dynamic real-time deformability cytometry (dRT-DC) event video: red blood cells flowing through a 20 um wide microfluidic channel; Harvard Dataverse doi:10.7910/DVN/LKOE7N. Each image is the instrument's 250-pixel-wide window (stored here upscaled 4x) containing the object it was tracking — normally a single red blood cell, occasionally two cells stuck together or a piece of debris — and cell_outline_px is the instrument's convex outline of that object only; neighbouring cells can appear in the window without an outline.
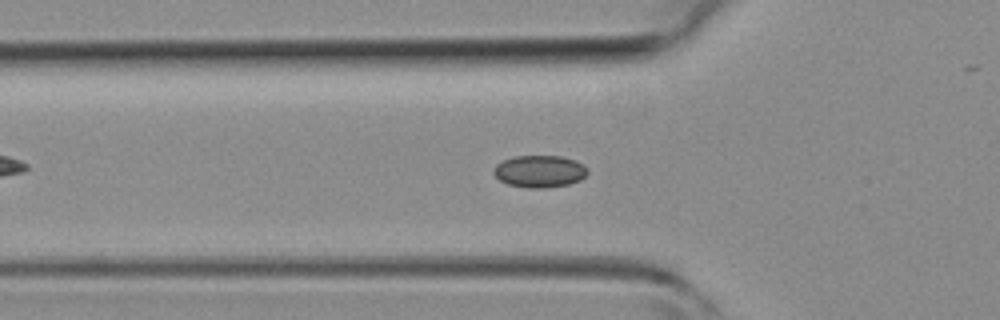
{"species": "common noctule bat (a hibernating species)", "species_latin": "Nyctalus noctula", "temperature_condition": "room temperature", "stored_images_in_passage": 38, "camera_frame_rate_fps": 3000, "um_per_image_px": 0.085, "animal": {"sex": "female", "body_mass_g": 19.3, "forearm_length_mm": 54.1}, "frame": {"image": 1, "passage_image": 9, "time_ms": 2.667, "image_size_px": [1000, 320], "cell_outline_px": [[588, 172], [580, 180], [568, 184], [544, 188], [528, 188], [508, 184], [500, 180], [492, 172], [492, 168], [496, 164], [512, 156], [560, 156], [576, 160], [584, 164], [588, 168]], "centroid_in_image_um": [45.86, 14.55], "position_along_channel_um": 79.9, "area_um2": 17.69}}
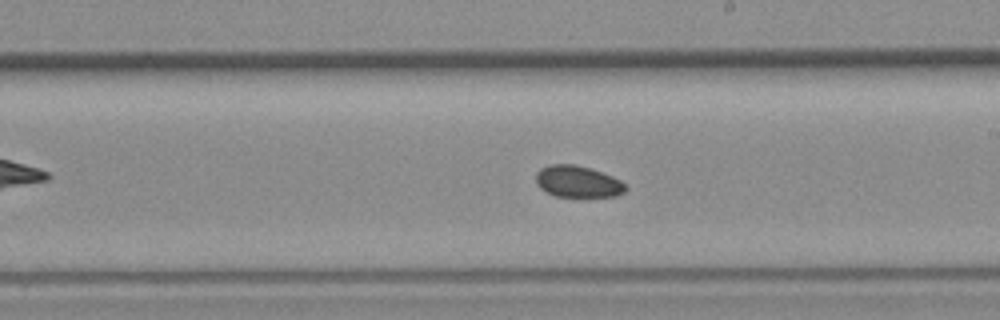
{"frame": {"image": 2, "passage_image": 19, "time_ms": 6.0, "image_size_px": [1000, 320], "cell_outline_px": [[628, 188], [624, 192], [616, 196], [556, 196], [540, 188], [536, 184], [536, 172], [540, 168], [548, 164], [576, 164], [592, 168], [612, 176], [620, 180]], "centroid_in_image_um": [49.1, 15.41], "position_along_channel_um": 239.9, "area_um2": 16.59}}
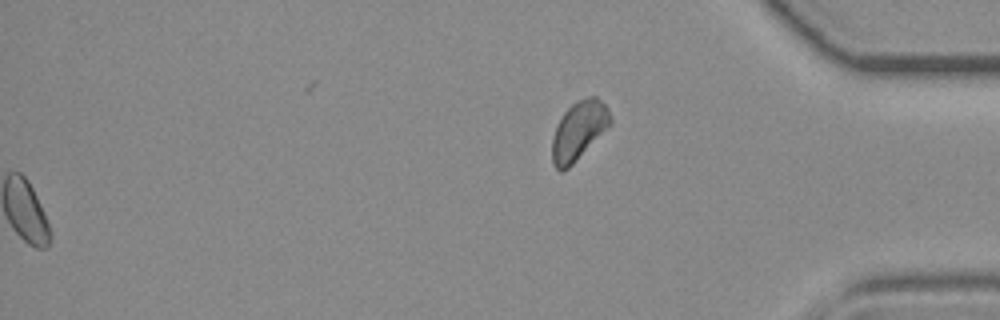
{"frame": {"image": 3, "passage_image": 38, "time_ms": 12.333, "image_size_px": [1000, 320], "cell_outline_px": [[612, 124], [564, 172], [560, 172], [552, 164], [552, 136], [556, 124], [564, 112], [576, 100], [588, 96], [596, 96], [608, 108], [612, 120]], "centroid_in_image_um": [49.18, 11.09], "position_along_channel_um": 386.0, "area_um2": 20.06}}